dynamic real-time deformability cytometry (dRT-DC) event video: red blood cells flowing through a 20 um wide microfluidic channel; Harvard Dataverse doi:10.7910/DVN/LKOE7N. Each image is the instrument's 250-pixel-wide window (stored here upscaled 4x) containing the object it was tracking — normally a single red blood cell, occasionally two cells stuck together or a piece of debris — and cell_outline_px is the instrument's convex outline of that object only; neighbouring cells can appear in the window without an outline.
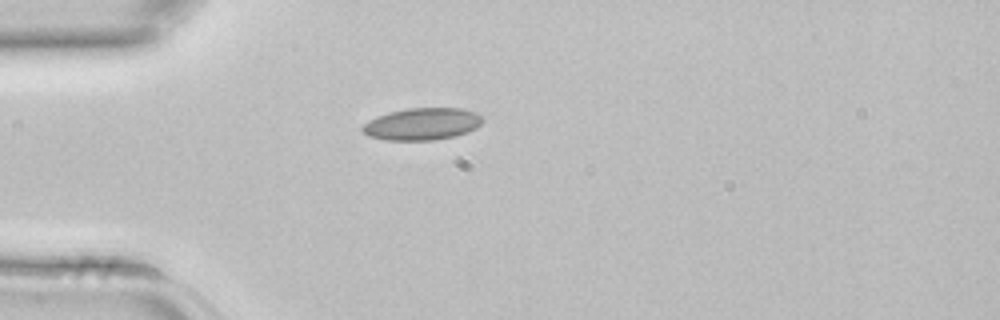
{"species": "common noctule bat (a hibernating species)", "species_latin": "Nyctalus noctula", "temperature_condition": "room temperature", "stored_images_in_passage": 1, "camera_frame_rate_fps": 3000, "um_per_image_px": 0.085, "animal": {"sex": "female", "body_mass_g": 22.7, "forearm_length_mm": 54.2}, "frame": {"image": 1, "passage_image": 1, "time_ms": 0.0, "image_size_px": [1000, 320], "cell_outline_px": [[484, 120], [476, 128], [468, 132], [456, 136], [432, 140], [384, 140], [368, 136], [360, 128], [368, 120], [376, 116], [388, 112], [408, 108], [464, 108], [476, 112]], "centroid_in_image_um": [35.88, 10.53], "position_along_channel_um": 49.1, "area_um2": 22.66}}